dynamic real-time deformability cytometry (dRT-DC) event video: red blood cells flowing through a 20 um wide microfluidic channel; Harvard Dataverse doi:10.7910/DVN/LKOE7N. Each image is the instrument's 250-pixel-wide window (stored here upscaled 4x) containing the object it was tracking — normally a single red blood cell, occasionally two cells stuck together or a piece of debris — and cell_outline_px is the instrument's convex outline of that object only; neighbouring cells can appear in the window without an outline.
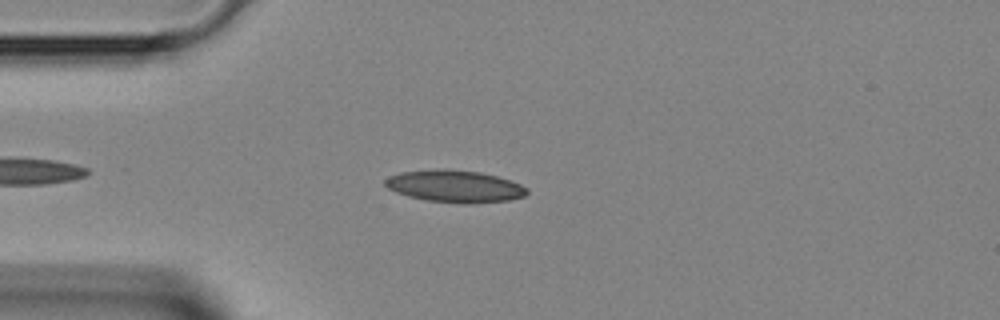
{"species": "Egyptian fruit bat (a non-hibernating species)", "species_latin": "Rousettus aegyptiacus", "temperature_condition": "room temperature", "stored_images_in_passage": 36, "camera_frame_rate_fps": 3000, "um_per_image_px": 0.085, "animal": {"sex": "female"}, "frame": {"image": 1, "passage_image": 6, "time_ms": 1.667, "image_size_px": [1000, 320], "cell_outline_px": [[528, 192], [524, 196], [508, 200], [468, 204], [464, 204], [428, 200], [408, 196], [396, 192], [388, 188], [384, 184], [384, 180], [388, 176], [400, 172], [436, 168], [448, 168], [480, 172], [496, 176], [520, 184], [528, 188]], "centroid_in_image_um": [38.63, 15.82], "position_along_channel_um": 46.4, "area_um2": 26.7}}
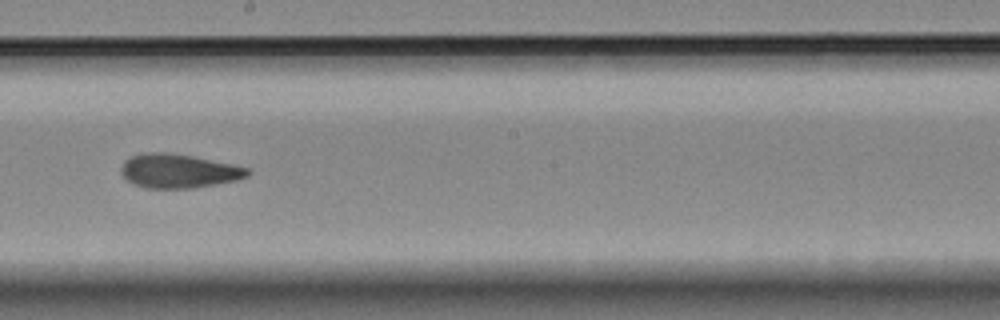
{"frame": {"image": 2, "passage_image": 19, "time_ms": 6.0, "image_size_px": [1000, 320], "cell_outline_px": [[252, 172], [248, 176], [236, 180], [216, 184], [192, 188], [148, 188], [132, 184], [120, 172], [120, 168], [124, 160], [132, 156], [144, 152], [168, 152], [192, 156], [232, 164], [248, 168]], "centroid_in_image_um": [15.16, 14.53], "position_along_channel_um": 233.0, "area_um2": 25.09}}
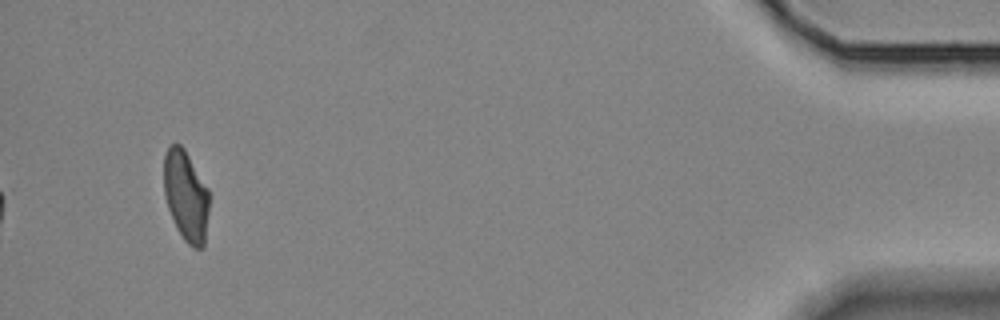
{"frame": {"image": 3, "passage_image": 36, "time_ms": 11.667, "image_size_px": [1000, 320], "cell_outline_px": [[208, 212], [204, 248], [196, 248], [188, 244], [184, 240], [176, 228], [168, 208], [164, 192], [164, 152], [168, 144], [180, 144], [184, 148], [208, 188]], "centroid_in_image_um": [15.79, 16.63], "position_along_channel_um": 419.4, "area_um2": 23.99}}